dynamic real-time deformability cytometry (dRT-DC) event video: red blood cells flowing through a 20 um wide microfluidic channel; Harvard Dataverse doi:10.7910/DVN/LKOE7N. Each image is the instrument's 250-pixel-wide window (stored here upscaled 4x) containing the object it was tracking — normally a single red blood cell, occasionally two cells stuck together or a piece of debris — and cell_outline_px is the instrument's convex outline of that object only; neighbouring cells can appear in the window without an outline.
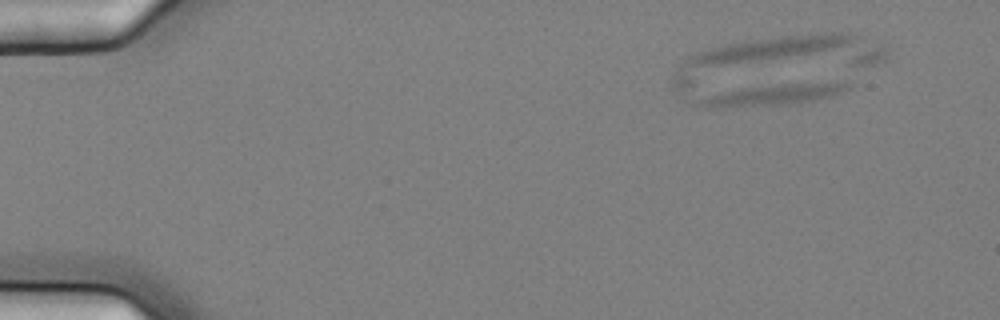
{"species": "common noctule bat (a hibernating species)", "species_latin": "Nyctalus noctula", "temperature_condition": "cold", "stored_images_in_passage": 6, "camera_frame_rate_fps": 3000, "um_per_image_px": 0.085, "animal": {"sex": "female", "body_mass_g": 25.1}, "frame": {"image": 1, "passage_image": 2, "time_ms": 0.333, "image_size_px": [1000, 320], "cell_outline_px": [[852, 88], [832, 96], [800, 104], [720, 108], [704, 108], [696, 104], [692, 100], [744, 88], [788, 84], [848, 84]], "centroid_in_image_um": [65.6, 8.13], "position_along_channel_um": 19.4, "area_um2": 17.69}}